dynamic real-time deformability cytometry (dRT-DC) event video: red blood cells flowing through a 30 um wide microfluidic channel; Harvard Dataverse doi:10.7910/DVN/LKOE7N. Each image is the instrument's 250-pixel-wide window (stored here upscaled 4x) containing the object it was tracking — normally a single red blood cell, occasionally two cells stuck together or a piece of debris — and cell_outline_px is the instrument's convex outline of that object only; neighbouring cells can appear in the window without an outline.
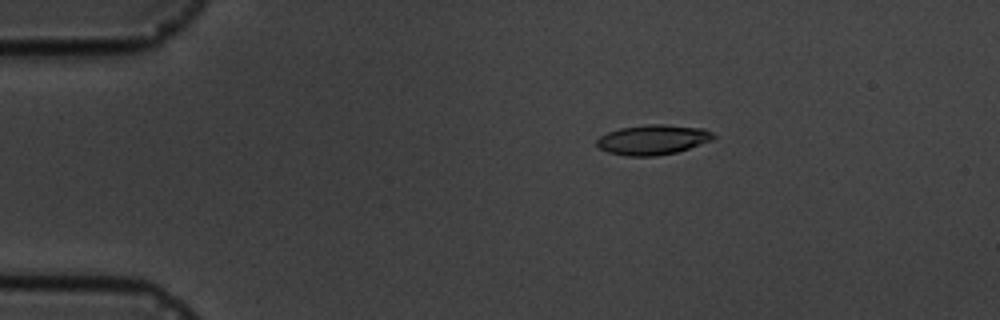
{"species": "common noctule bat (a hibernating species)", "species_latin": "Nyctalus noctula", "temperature_condition": "cold", "stored_images_in_passage": 3, "camera_frame_rate_fps": 3000, "um_per_image_px": 0.085, "animal": {"sex": "male", "body_mass_g": 19.5, "forearm_length_mm": 54.6}, "frame": {"image": 1, "passage_image": 2, "time_ms": 1.333, "image_size_px": [1000, 320], "cell_outline_px": [[716, 136], [712, 140], [676, 152], [656, 156], [628, 156], [608, 152], [600, 148], [596, 144], [596, 140], [600, 136], [608, 132], [620, 128], [648, 124], [664, 124], [704, 128], [712, 132]], "centroid_in_image_um": [55.49, 11.87], "position_along_channel_um": 29.5, "area_um2": 20.29}}